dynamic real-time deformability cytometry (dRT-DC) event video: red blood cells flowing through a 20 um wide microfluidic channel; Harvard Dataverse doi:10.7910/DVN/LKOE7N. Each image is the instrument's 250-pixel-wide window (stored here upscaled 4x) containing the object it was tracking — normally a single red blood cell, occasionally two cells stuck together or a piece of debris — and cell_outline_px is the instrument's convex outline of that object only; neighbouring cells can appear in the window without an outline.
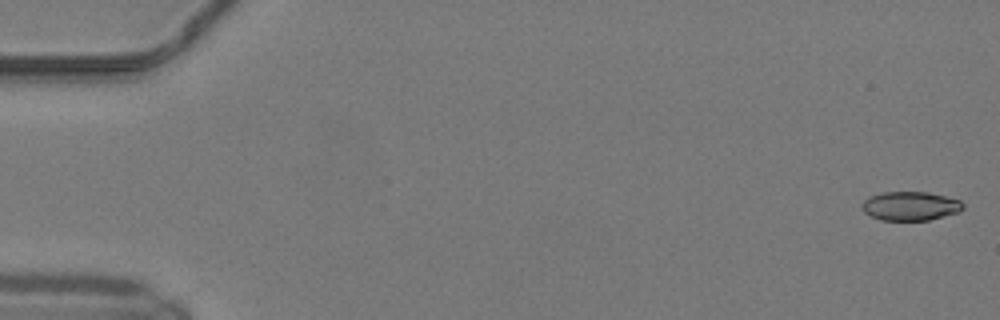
{"species": "common noctule bat (a hibernating species)", "species_latin": "Nyctalus noctula", "temperature_condition": "warm", "stored_images_in_passage": 13, "camera_frame_rate_fps": 3000, "um_per_image_px": 0.085, "animal": {"sex": "male", "body_mass_g": 19.2, "forearm_length_mm": 51.8}, "frame": {"image": 1, "passage_image": 1, "time_ms": 0.0, "image_size_px": [1000, 320], "cell_outline_px": [[964, 208], [960, 212], [928, 220], [880, 220], [864, 212], [860, 208], [860, 204], [868, 196], [884, 192], [928, 192], [960, 200], [964, 204]], "centroid_in_image_um": [77.36, 17.51], "position_along_channel_um": 7.6, "area_um2": 17.17}}